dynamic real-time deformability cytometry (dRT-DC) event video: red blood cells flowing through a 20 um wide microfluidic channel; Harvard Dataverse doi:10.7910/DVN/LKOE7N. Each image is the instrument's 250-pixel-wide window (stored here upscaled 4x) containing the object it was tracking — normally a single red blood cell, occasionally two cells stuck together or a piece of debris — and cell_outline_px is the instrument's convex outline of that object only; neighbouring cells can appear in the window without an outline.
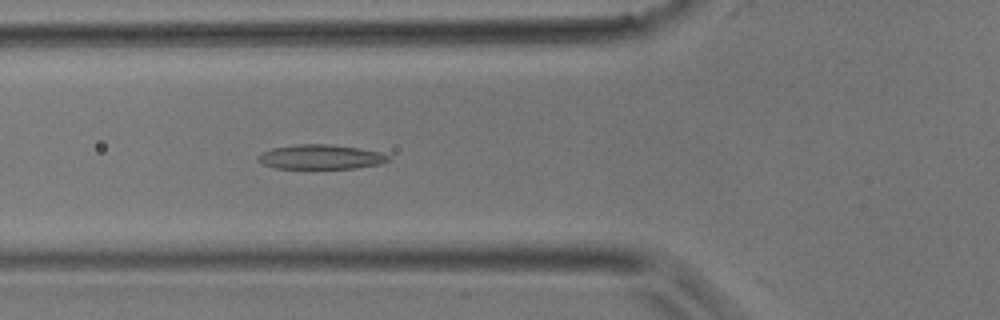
{"species": "common noctule bat (a hibernating species)", "species_latin": "Nyctalus noctula", "temperature_condition": "room temperature", "stored_images_in_passage": 41, "camera_frame_rate_fps": 3000, "um_per_image_px": 0.085, "animal": {"sex": "male", "body_mass_g": 17.9}, "frame": {"image": 1, "passage_image": 14, "time_ms": 4.333, "image_size_px": [1000, 320], "cell_outline_px": [[392, 160], [380, 164], [356, 168], [276, 168], [264, 164], [256, 160], [256, 156], [260, 152], [272, 148], [296, 144], [332, 144], [360, 148], [380, 152], [392, 156]], "centroid_in_image_um": [27.28, 13.33], "position_along_channel_um": 98.5, "area_um2": 18.9}}
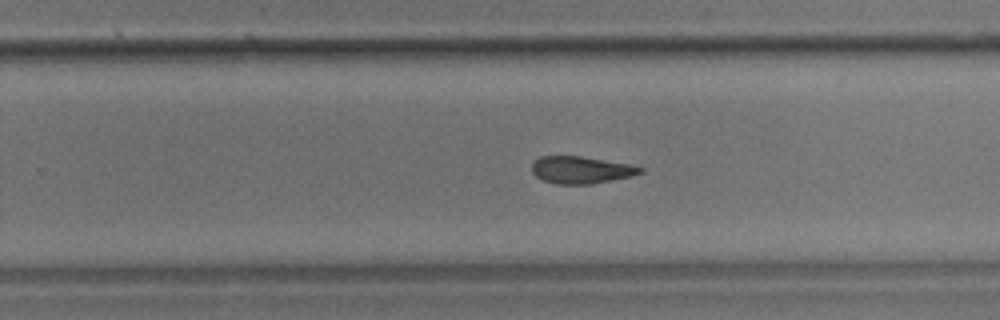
{"frame": {"image": 2, "passage_image": 25, "time_ms": 8.0, "image_size_px": [1000, 320], "cell_outline_px": [[644, 172], [632, 176], [592, 184], [556, 184], [544, 180], [536, 176], [532, 172], [532, 164], [540, 156], [580, 156], [628, 164], [644, 168]], "centroid_in_image_um": [49.4, 14.45], "position_along_channel_um": 280.4, "area_um2": 17.05}}
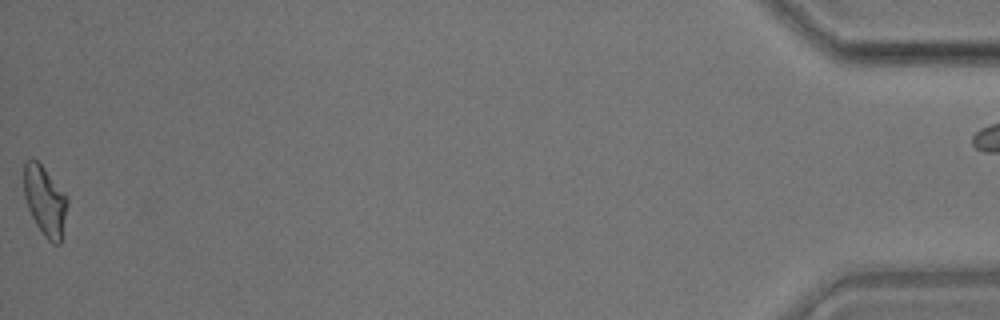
{"frame": {"image": 3, "passage_image": 40, "time_ms": 13.0, "image_size_px": [1000, 320], "cell_outline_px": [[68, 204], [64, 236], [60, 244], [52, 244], [44, 236], [36, 224], [28, 208], [24, 196], [24, 164], [32, 156], [44, 168], [68, 196]], "centroid_in_image_um": [3.86, 17.11], "position_along_channel_um": 431.3, "area_um2": 18.03}}